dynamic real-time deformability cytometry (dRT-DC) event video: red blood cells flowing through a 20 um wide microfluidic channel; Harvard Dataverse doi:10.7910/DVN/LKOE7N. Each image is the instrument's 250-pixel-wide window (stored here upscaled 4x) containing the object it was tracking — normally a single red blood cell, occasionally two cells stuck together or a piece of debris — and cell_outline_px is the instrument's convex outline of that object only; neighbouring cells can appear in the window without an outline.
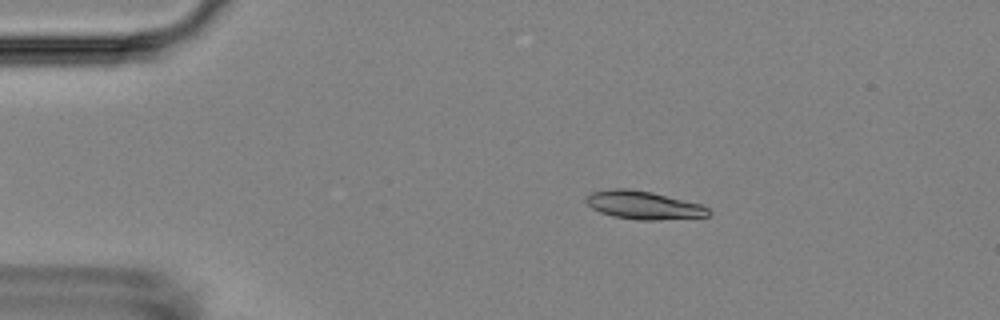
{"species": "Egyptian fruit bat (a non-hibernating species)", "species_latin": "Rousettus aegyptiacus", "temperature_condition": "room temperature", "stored_images_in_passage": 46, "camera_frame_rate_fps": 3000, "um_per_image_px": 0.085, "animal": {"sex": "female"}, "frame": {"image": 1, "passage_image": 9, "time_ms": 2.667, "image_size_px": [1000, 320], "cell_outline_px": [[712, 212], [708, 216], [656, 220], [636, 220], [612, 216], [600, 212], [592, 208], [584, 200], [592, 192], [608, 188], [628, 188], [652, 192], [700, 204], [708, 208]], "centroid_in_image_um": [54.68, 17.43], "position_along_channel_um": 30.3, "area_um2": 20.11}}
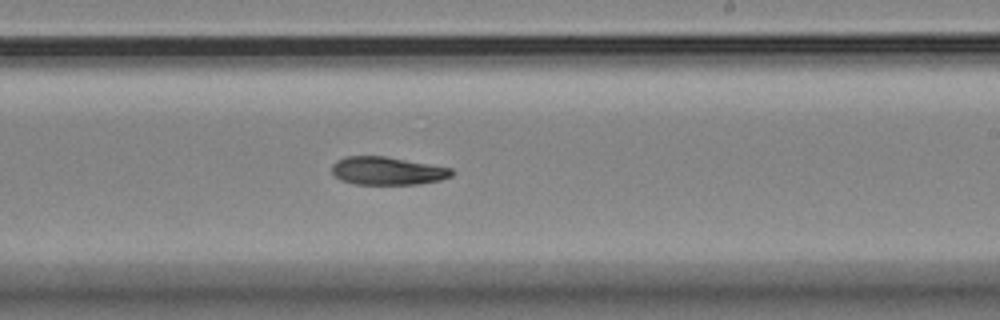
{"frame": {"image": 2, "passage_image": 32, "time_ms": 10.333, "image_size_px": [1000, 320], "cell_outline_px": [[452, 176], [440, 180], [416, 184], [356, 184], [340, 180], [332, 172], [332, 164], [336, 160], [344, 156], [384, 156], [452, 168]], "centroid_in_image_um": [32.89, 14.52], "position_along_channel_um": 256.1, "area_um2": 19.48}}
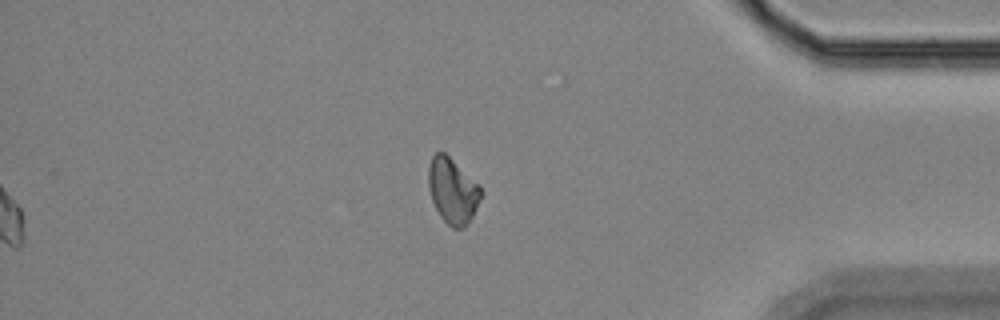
{"frame": {"image": 3, "passage_image": 46, "time_ms": 15.0, "image_size_px": [1000, 320], "cell_outline_px": [[484, 192], [468, 224], [464, 228], [452, 228], [440, 216], [432, 200], [428, 188], [428, 168], [432, 156], [436, 152], [444, 152], [480, 184]], "centroid_in_image_um": [38.49, 16.21], "position_along_channel_um": 396.7, "area_um2": 20.17}, "authors_computed_cell_mechanics": {"area_um2": 20.2878, "velocity_mm_per_s": 3.6209, "shape_relaxation_time_tau1_ms": 10.2642, "shape_relaxation_time_tau2_ms": null, "deformation_change_tau1": 0.2098, "deformation_change_tau2": null}}